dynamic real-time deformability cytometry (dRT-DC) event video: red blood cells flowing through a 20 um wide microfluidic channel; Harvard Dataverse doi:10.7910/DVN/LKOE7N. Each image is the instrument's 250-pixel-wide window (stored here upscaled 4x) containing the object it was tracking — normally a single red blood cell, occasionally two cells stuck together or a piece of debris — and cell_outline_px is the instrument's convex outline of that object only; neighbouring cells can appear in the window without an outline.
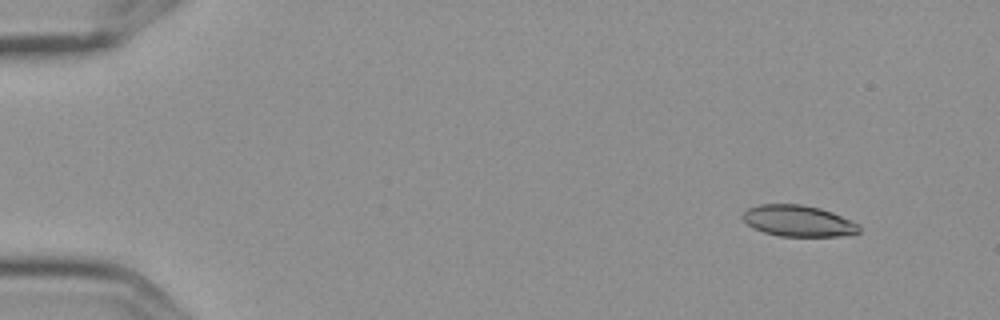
{"species": "Egyptian fruit bat (a non-hibernating species)", "species_latin": "Rousettus aegyptiacus", "temperature_condition": "cold", "stored_images_in_passage": 6, "camera_frame_rate_fps": 3000, "um_per_image_px": 0.085, "frame": {"image": 1, "passage_image": 1, "time_ms": 0.0, "image_size_px": [1000, 320], "cell_outline_px": [[860, 232], [840, 236], [780, 236], [764, 232], [752, 228], [740, 216], [748, 208], [760, 204], [800, 204], [820, 208], [832, 212], [860, 224]], "centroid_in_image_um": [67.84, 18.77], "position_along_channel_um": 17.2, "area_um2": 21.21}}
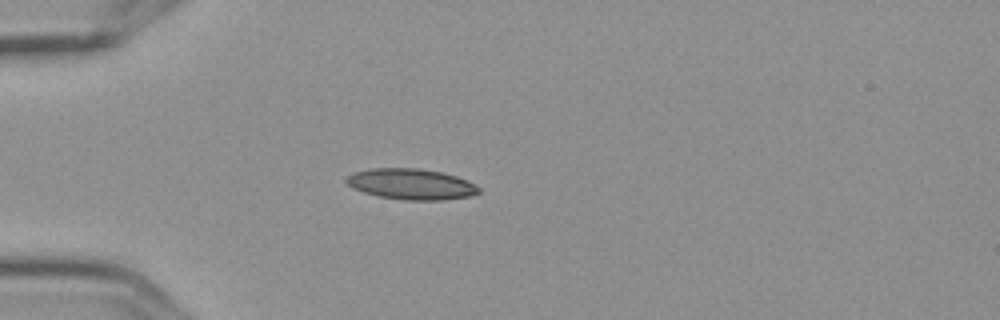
{"frame": {"image": 2, "passage_image": 4, "time_ms": 1.0, "image_size_px": [1000, 320], "cell_outline_px": [[480, 192], [472, 196], [440, 200], [408, 200], [380, 196], [364, 192], [352, 188], [344, 180], [348, 176], [356, 172], [372, 168], [416, 168], [440, 172], [456, 176], [468, 180], [480, 188]], "centroid_in_image_um": [34.98, 15.65], "position_along_channel_um": 50.0, "area_um2": 23.58}}
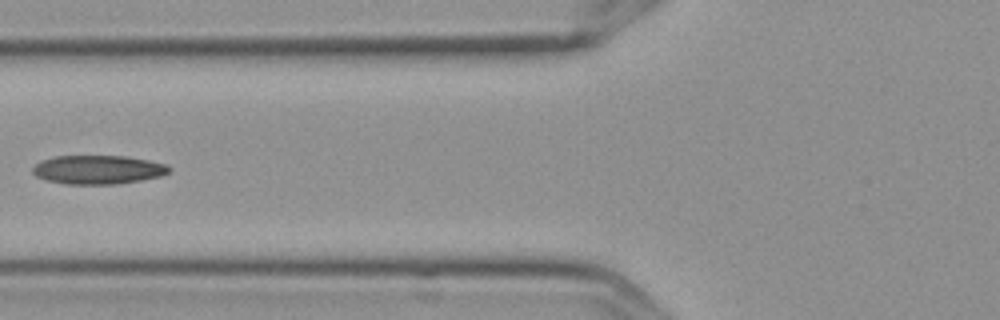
{"frame": {"image": 3, "passage_image": 6, "time_ms": 1.667, "image_size_px": [1000, 320], "cell_outline_px": [[172, 168], [168, 172], [160, 176], [120, 184], [64, 184], [48, 180], [36, 176], [32, 172], [32, 168], [40, 160], [56, 156], [124, 156], [148, 160], [168, 164]], "centroid_in_image_um": [8.33, 14.42], "position_along_channel_um": 117.5, "area_um2": 22.95}}